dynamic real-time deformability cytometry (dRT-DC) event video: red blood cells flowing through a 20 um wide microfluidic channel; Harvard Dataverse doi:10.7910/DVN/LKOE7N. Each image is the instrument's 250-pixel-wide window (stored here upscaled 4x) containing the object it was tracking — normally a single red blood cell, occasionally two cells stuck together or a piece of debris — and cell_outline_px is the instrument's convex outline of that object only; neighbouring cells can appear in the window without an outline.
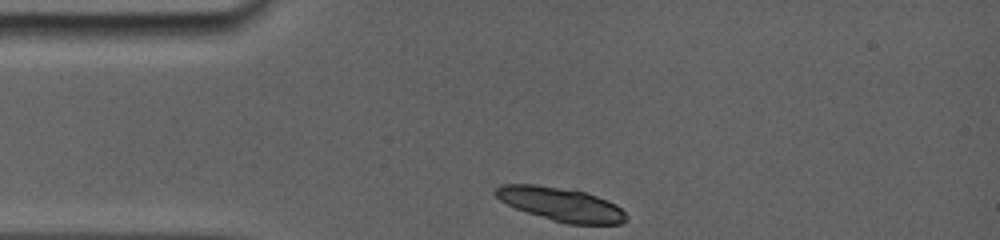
{"species": "common noctule bat (a hibernating species)", "species_latin": "Nyctalus noctula", "temperature_condition": "room temperature", "stored_images_in_passage": 6, "camera_frame_rate_fps": 5000, "um_per_image_px": 0.085, "animal": {"sex": "female", "body_mass_g": 19.0, "forearm_length_mm": 56.7}, "frame": {"image": 1, "passage_image": 1, "time_ms": 0.0, "image_size_px": [1000, 240], "cell_outline_px": [[628, 220], [620, 224], [568, 224], [552, 220], [516, 208], [500, 200], [492, 192], [500, 184], [536, 184], [576, 188], [608, 200], [616, 204], [628, 216]], "centroid_in_image_um": [47.71, 17.33], "position_along_channel_um": 37.3, "area_um2": 26.01}}